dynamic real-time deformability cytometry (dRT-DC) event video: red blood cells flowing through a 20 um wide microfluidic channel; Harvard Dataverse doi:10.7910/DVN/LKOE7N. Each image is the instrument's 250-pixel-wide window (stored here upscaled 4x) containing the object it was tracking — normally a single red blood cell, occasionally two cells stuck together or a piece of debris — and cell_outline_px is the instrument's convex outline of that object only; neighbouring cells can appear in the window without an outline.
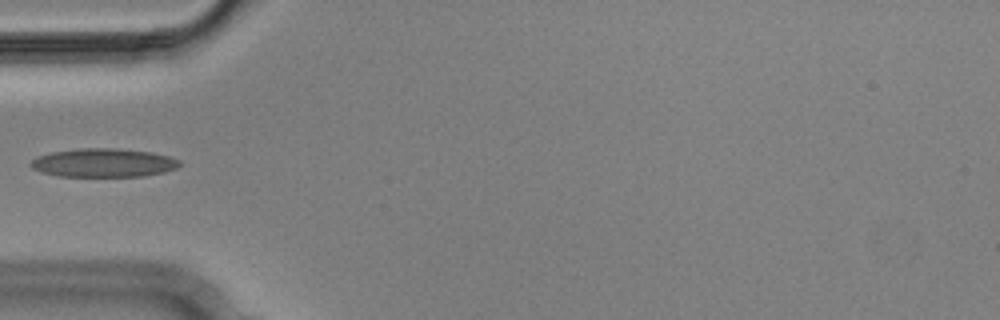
{"species": "Egyptian fruit bat (a non-hibernating species)", "species_latin": "Rousettus aegyptiacus", "temperature_condition": "cold", "stored_images_in_passage": 6, "camera_frame_rate_fps": 3000, "um_per_image_px": 0.085, "animal": {"sex": "male"}, "frame": {"image": 1, "passage_image": 6, "time_ms": 1.667, "image_size_px": [1000, 320], "cell_outline_px": [[180, 164], [176, 168], [164, 172], [144, 176], [60, 176], [44, 172], [32, 168], [28, 164], [36, 156], [52, 152], [80, 148], [116, 148], [152, 152], [168, 156], [180, 160]], "centroid_in_image_um": [8.8, 13.83], "position_along_channel_um": 76.2, "area_um2": 24.74}}